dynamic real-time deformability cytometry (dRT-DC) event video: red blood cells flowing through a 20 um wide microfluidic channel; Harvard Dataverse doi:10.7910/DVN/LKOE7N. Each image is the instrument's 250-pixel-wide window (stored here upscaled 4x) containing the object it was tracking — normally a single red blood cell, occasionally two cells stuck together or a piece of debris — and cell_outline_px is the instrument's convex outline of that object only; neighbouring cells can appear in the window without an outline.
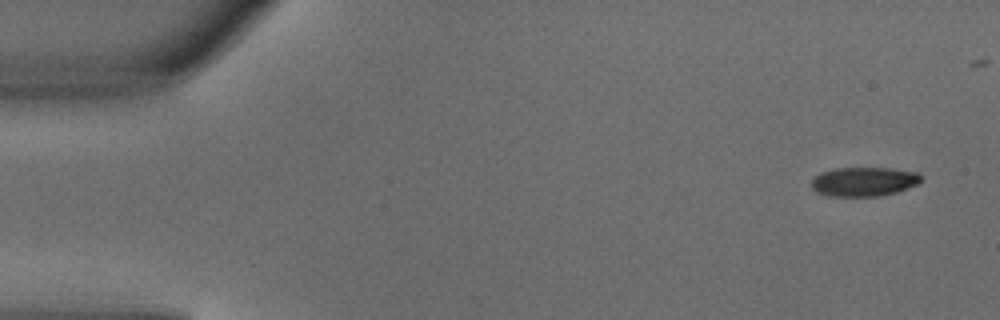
{"species": "common noctule bat (a hibernating species)", "species_latin": "Nyctalus noctula", "temperature_condition": "warm", "stored_images_in_passage": 4, "camera_frame_rate_fps": 3000, "um_per_image_px": 0.085, "animal": {"sex": "male", "body_mass_g": 18.8}, "frame": {"image": 1, "passage_image": 1, "time_ms": 0.0, "image_size_px": [1000, 320], "cell_outline_px": [[924, 176], [916, 184], [896, 192], [880, 196], [828, 196], [816, 192], [812, 188], [812, 180], [820, 172], [836, 168], [888, 168], [916, 172]], "centroid_in_image_um": [73.41, 15.44], "position_along_channel_um": 11.6, "area_um2": 18.55}}